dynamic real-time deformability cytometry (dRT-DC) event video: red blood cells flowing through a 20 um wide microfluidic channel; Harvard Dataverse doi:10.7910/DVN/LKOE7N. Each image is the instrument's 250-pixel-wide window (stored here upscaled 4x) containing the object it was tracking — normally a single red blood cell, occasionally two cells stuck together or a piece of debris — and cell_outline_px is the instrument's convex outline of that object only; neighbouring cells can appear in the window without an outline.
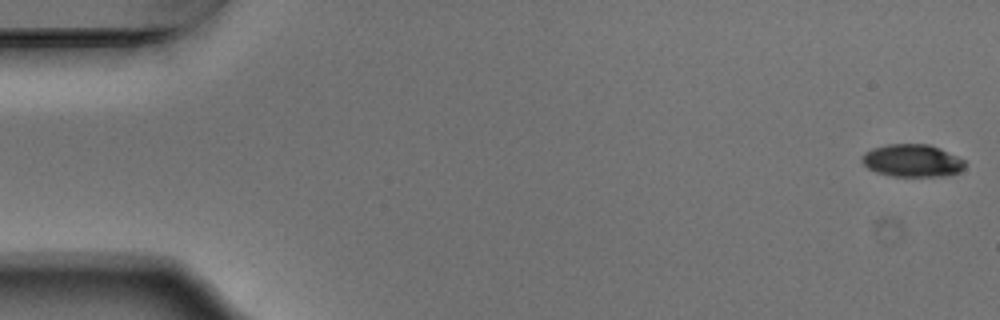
{"species": "Egyptian fruit bat (a non-hibernating species)", "species_latin": "Rousettus aegyptiacus", "temperature_condition": "warm", "stored_images_in_passage": 54, "camera_frame_rate_fps": 3000, "um_per_image_px": 0.085, "animal": {"sex": "male"}, "frame": {"image": 1, "passage_image": 1, "time_ms": 0.0, "image_size_px": [1000, 320], "cell_outline_px": [[964, 168], [960, 172], [952, 176], [892, 176], [876, 172], [868, 168], [860, 160], [860, 156], [864, 152], [872, 148], [888, 144], [928, 144], [940, 148], [964, 160]], "centroid_in_image_um": [77.52, 13.66], "position_along_channel_um": 7.5, "area_um2": 19.71}}
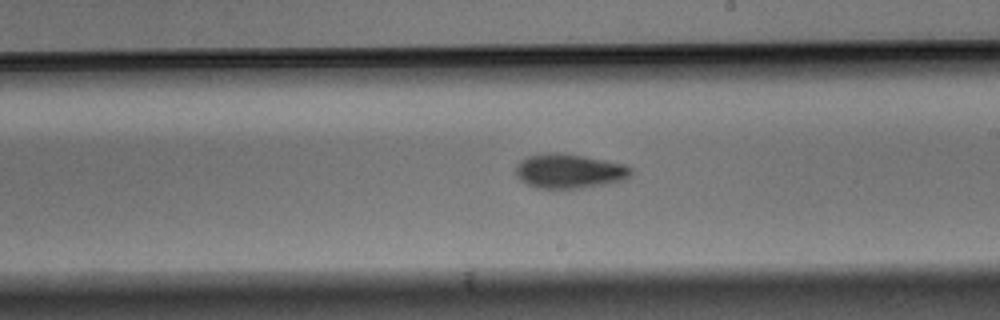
{"frame": {"image": 2, "passage_image": 31, "time_ms": 10.0, "image_size_px": [1000, 320], "cell_outline_px": [[632, 172], [624, 180], [604, 184], [580, 188], [536, 188], [520, 180], [516, 176], [516, 164], [520, 160], [528, 156], [548, 152], [560, 152], [584, 156], [624, 164], [632, 168]], "centroid_in_image_um": [48.35, 14.53], "position_along_channel_um": 240.6, "area_um2": 23.12}}
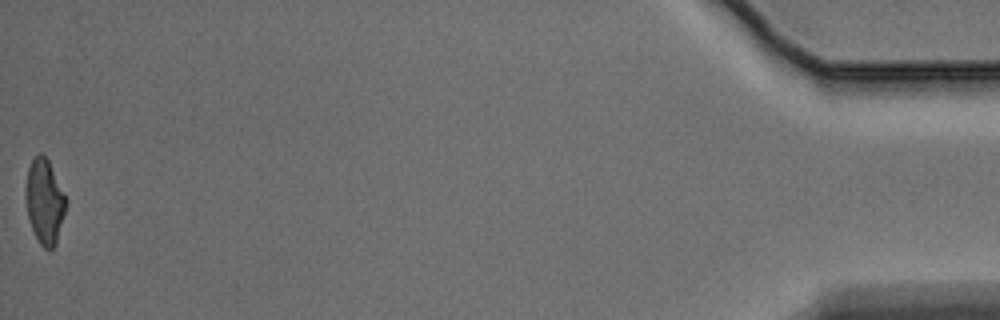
{"frame": {"image": 3, "passage_image": 54, "time_ms": 17.667, "image_size_px": [1000, 320], "cell_outline_px": [[68, 200], [56, 244], [48, 252], [40, 244], [32, 228], [28, 216], [24, 192], [24, 188], [28, 168], [32, 160], [40, 152], [48, 160]], "centroid_in_image_um": [3.79, 17.13], "position_along_channel_um": 431.4, "area_um2": 19.94}, "authors_computed_cell_mechanics": {"area_um2": 21.4438, "velocity_mm_per_s": 3.7573, "shape_relaxation_time_tau1_ms": 3.1638, "shape_relaxation_time_tau2_ms": 8.8951, "deformation_change_tau1": 0.1282, "deformation_change_tau2": 0.1715}}